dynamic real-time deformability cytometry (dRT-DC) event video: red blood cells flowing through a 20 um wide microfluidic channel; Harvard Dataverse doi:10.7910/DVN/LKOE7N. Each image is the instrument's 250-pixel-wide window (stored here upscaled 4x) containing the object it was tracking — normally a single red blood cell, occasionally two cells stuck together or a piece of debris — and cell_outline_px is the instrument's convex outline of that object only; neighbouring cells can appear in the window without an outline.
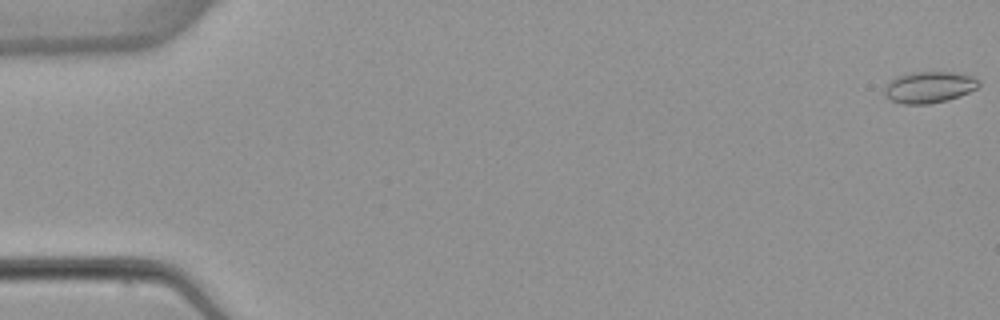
{"species": "common noctule bat (a hibernating species)", "species_latin": "Nyctalus noctula", "temperature_condition": "warm", "stored_images_in_passage": 5, "camera_frame_rate_fps": 3000, "um_per_image_px": 0.085, "animal": {"sex": "female", "body_mass_g": 22.7, "forearm_length_mm": 54.2}, "frame": {"image": 1, "passage_image": 1, "time_ms": 0.0, "image_size_px": [1000, 320], "cell_outline_px": [[980, 84], [976, 88], [960, 96], [948, 100], [928, 104], [904, 104], [892, 100], [884, 92], [884, 84], [888, 80], [896, 76], [908, 72], [956, 72], [972, 76], [980, 80]], "centroid_in_image_um": [78.96, 7.39], "position_along_channel_um": 6.0, "area_um2": 17.46}}
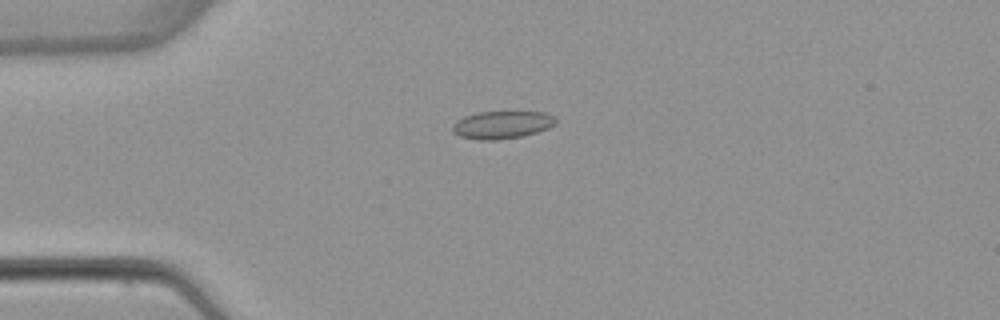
{"frame": {"image": 2, "passage_image": 4, "time_ms": 4.333, "image_size_px": [1000, 320], "cell_outline_px": [[556, 124], [548, 128], [524, 136], [496, 140], [476, 140], [460, 136], [452, 132], [452, 124], [456, 120], [464, 116], [476, 112], [544, 112], [556, 116]], "centroid_in_image_um": [42.65, 10.61], "position_along_channel_um": 42.3, "area_um2": 16.88}}